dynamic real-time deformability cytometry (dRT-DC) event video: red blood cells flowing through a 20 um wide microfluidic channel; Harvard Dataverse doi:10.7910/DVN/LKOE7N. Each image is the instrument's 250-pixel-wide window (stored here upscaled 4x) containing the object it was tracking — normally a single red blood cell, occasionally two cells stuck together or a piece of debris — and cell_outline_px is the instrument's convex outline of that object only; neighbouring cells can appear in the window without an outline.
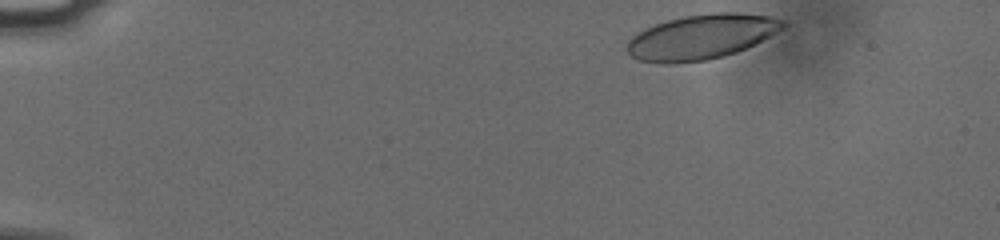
{"species": "human", "species_latin": "Homo sapiens", "temperature_condition": "cold", "stored_images_in_passage": 48, "camera_frame_rate_fps": 3000, "um_per_image_px": 0.085, "donor": {"sex": "male"}, "frame": {"image": 1, "passage_image": 1, "time_ms": 0.0, "image_size_px": [1000, 240], "cell_outline_px": [[788, 24], [784, 28], [736, 52], [724, 56], [704, 60], [676, 64], [660, 64], [640, 60], [632, 56], [624, 48], [628, 40], [632, 36], [644, 28], [668, 20], [684, 16], [716, 12], [736, 12], [768, 16], [784, 20]], "centroid_in_image_um": [59.57, 3.14], "position_along_channel_um": 25.4, "area_um2": 40.63}}
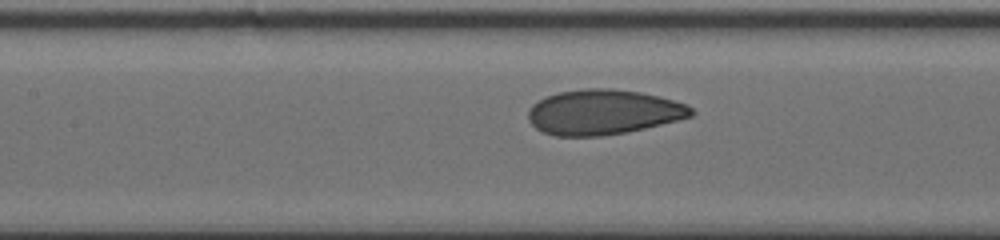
{"frame": {"image": 2, "passage_image": 20, "time_ms": 6.333, "image_size_px": [1000, 240], "cell_outline_px": [[696, 112], [692, 116], [644, 128], [604, 136], [556, 136], [544, 132], [536, 128], [528, 120], [528, 108], [532, 104], [544, 96], [560, 92], [584, 88], [612, 88], [640, 92], [660, 96], [688, 104]], "centroid_in_image_um": [51.27, 9.52], "position_along_channel_um": 156.1, "area_um2": 42.95}}
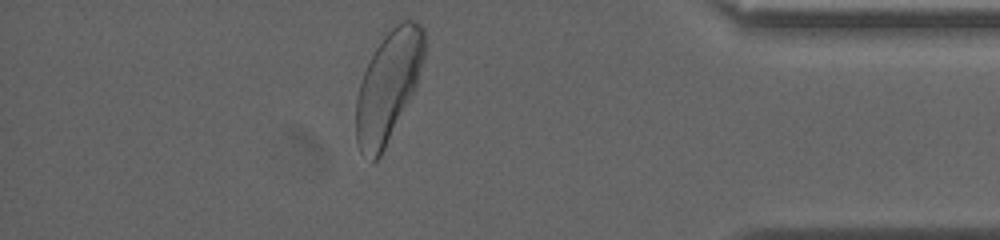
{"frame": {"image": 3, "passage_image": 42, "time_ms": 13.667, "image_size_px": [1000, 240], "cell_outline_px": [[424, 56], [416, 88], [380, 156], [376, 160], [372, 160], [360, 152], [356, 140], [356, 100], [360, 84], [364, 72], [380, 40], [400, 20], [416, 20], [424, 28]], "centroid_in_image_um": [33.01, 7.3], "position_along_channel_um": 402.2, "area_um2": 43.41}, "authors_computed_cell_mechanics": {"area_um2": 42.8298, "velocity_mm_per_s": 3.7496, "shape_relaxation_time_tau1_ms": 3.6888, "shape_relaxation_time_tau2_ms": 0.8657, "deformation_change_tau1": 0.1387, "deformation_change_tau2": 0.0623}}